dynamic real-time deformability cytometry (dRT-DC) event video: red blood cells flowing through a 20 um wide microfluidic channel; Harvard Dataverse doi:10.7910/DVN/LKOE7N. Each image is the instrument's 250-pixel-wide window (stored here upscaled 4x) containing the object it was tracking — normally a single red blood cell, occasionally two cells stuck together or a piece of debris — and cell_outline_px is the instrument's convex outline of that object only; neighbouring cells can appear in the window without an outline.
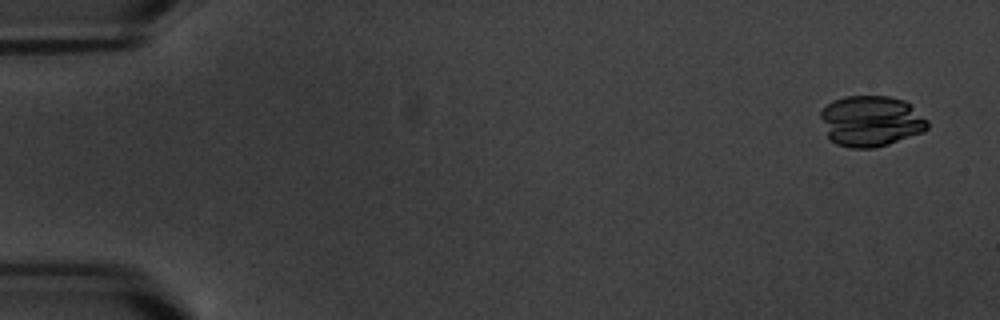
{"species": "common noctule bat (a hibernating species)", "species_latin": "Nyctalus noctula", "temperature_condition": "warm", "stored_images_in_passage": 6, "camera_frame_rate_fps": 3000, "um_per_image_px": 0.085, "animal": {"sex": "male", "body_mass_g": 20.1, "forearm_length_mm": 53.5}, "frame": {"image": 1, "passage_image": 1, "time_ms": 0.0, "image_size_px": [1000, 320], "cell_outline_px": [[928, 128], [924, 132], [888, 144], [872, 148], [852, 148], [836, 144], [828, 136], [820, 116], [820, 112], [832, 100], [844, 96], [888, 96], [904, 100], [928, 120]], "centroid_in_image_um": [74.03, 10.29], "position_along_channel_um": 11.0, "area_um2": 31.56}}